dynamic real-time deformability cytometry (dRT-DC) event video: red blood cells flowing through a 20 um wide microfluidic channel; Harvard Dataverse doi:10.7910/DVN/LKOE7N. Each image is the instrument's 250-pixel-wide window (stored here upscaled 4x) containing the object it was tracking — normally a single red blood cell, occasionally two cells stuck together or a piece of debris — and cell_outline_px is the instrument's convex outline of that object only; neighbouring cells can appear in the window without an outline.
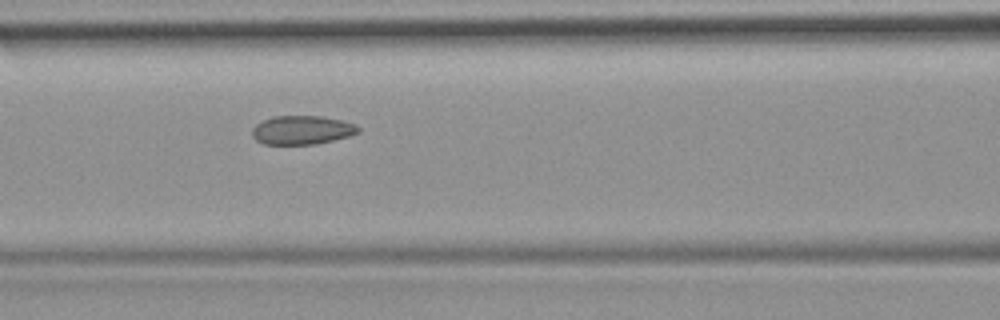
{"species": "common noctule bat (a hibernating species)", "species_latin": "Nyctalus noctula", "temperature_condition": "room temperature", "stored_images_in_passage": 40, "camera_frame_rate_fps": 3000, "um_per_image_px": 0.085, "animal": {"sex": "female", "body_mass_g": 19.9}, "frame": {"image": 1, "passage_image": 12, "time_ms": 3.667, "image_size_px": [1000, 320], "cell_outline_px": [[360, 132], [348, 136], [316, 144], [264, 144], [256, 140], [252, 136], [252, 128], [256, 124], [272, 116], [320, 116], [340, 120], [356, 124], [360, 128]], "centroid_in_image_um": [25.66, 11.05], "position_along_channel_um": 140.9, "area_um2": 17.74}}